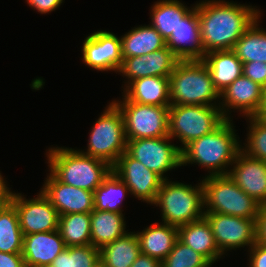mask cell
I'll return each mask as SVG.
<instances>
[{"instance_id": "cell-44", "label": "cell", "mask_w": 266, "mask_h": 267, "mask_svg": "<svg viewBox=\"0 0 266 267\" xmlns=\"http://www.w3.org/2000/svg\"><path fill=\"white\" fill-rule=\"evenodd\" d=\"M6 179L7 177L3 176L0 171V188H12L10 187L9 182Z\"/></svg>"}, {"instance_id": "cell-35", "label": "cell", "mask_w": 266, "mask_h": 267, "mask_svg": "<svg viewBox=\"0 0 266 267\" xmlns=\"http://www.w3.org/2000/svg\"><path fill=\"white\" fill-rule=\"evenodd\" d=\"M209 264L204 256L177 239L161 267H206Z\"/></svg>"}, {"instance_id": "cell-23", "label": "cell", "mask_w": 266, "mask_h": 267, "mask_svg": "<svg viewBox=\"0 0 266 267\" xmlns=\"http://www.w3.org/2000/svg\"><path fill=\"white\" fill-rule=\"evenodd\" d=\"M129 101L155 105L170 106L169 77H142L133 80L121 93Z\"/></svg>"}, {"instance_id": "cell-38", "label": "cell", "mask_w": 266, "mask_h": 267, "mask_svg": "<svg viewBox=\"0 0 266 267\" xmlns=\"http://www.w3.org/2000/svg\"><path fill=\"white\" fill-rule=\"evenodd\" d=\"M65 0H25L33 11L37 14H51V12H55L59 9L61 5H63Z\"/></svg>"}, {"instance_id": "cell-31", "label": "cell", "mask_w": 266, "mask_h": 267, "mask_svg": "<svg viewBox=\"0 0 266 267\" xmlns=\"http://www.w3.org/2000/svg\"><path fill=\"white\" fill-rule=\"evenodd\" d=\"M58 231L66 247L91 245L90 213L60 215Z\"/></svg>"}, {"instance_id": "cell-33", "label": "cell", "mask_w": 266, "mask_h": 267, "mask_svg": "<svg viewBox=\"0 0 266 267\" xmlns=\"http://www.w3.org/2000/svg\"><path fill=\"white\" fill-rule=\"evenodd\" d=\"M244 119L247 133L245 140L241 139V150L248 156L266 161V120L257 116Z\"/></svg>"}, {"instance_id": "cell-18", "label": "cell", "mask_w": 266, "mask_h": 267, "mask_svg": "<svg viewBox=\"0 0 266 267\" xmlns=\"http://www.w3.org/2000/svg\"><path fill=\"white\" fill-rule=\"evenodd\" d=\"M228 175L259 205L266 204V161L248 156L240 150Z\"/></svg>"}, {"instance_id": "cell-5", "label": "cell", "mask_w": 266, "mask_h": 267, "mask_svg": "<svg viewBox=\"0 0 266 267\" xmlns=\"http://www.w3.org/2000/svg\"><path fill=\"white\" fill-rule=\"evenodd\" d=\"M171 105L219 106L220 93L203 60H180L169 76Z\"/></svg>"}, {"instance_id": "cell-1", "label": "cell", "mask_w": 266, "mask_h": 267, "mask_svg": "<svg viewBox=\"0 0 266 267\" xmlns=\"http://www.w3.org/2000/svg\"><path fill=\"white\" fill-rule=\"evenodd\" d=\"M203 50H232L245 31L263 15L261 8L233 0H197Z\"/></svg>"}, {"instance_id": "cell-37", "label": "cell", "mask_w": 266, "mask_h": 267, "mask_svg": "<svg viewBox=\"0 0 266 267\" xmlns=\"http://www.w3.org/2000/svg\"><path fill=\"white\" fill-rule=\"evenodd\" d=\"M246 252L248 267H266V245L256 242Z\"/></svg>"}, {"instance_id": "cell-15", "label": "cell", "mask_w": 266, "mask_h": 267, "mask_svg": "<svg viewBox=\"0 0 266 267\" xmlns=\"http://www.w3.org/2000/svg\"><path fill=\"white\" fill-rule=\"evenodd\" d=\"M263 90L264 87L242 74L220 92L219 108L223 116L230 120L235 113L242 118L256 116L262 104Z\"/></svg>"}, {"instance_id": "cell-29", "label": "cell", "mask_w": 266, "mask_h": 267, "mask_svg": "<svg viewBox=\"0 0 266 267\" xmlns=\"http://www.w3.org/2000/svg\"><path fill=\"white\" fill-rule=\"evenodd\" d=\"M131 197L126 184L113 172L103 180L102 184L93 192L94 209L126 214L124 202Z\"/></svg>"}, {"instance_id": "cell-41", "label": "cell", "mask_w": 266, "mask_h": 267, "mask_svg": "<svg viewBox=\"0 0 266 267\" xmlns=\"http://www.w3.org/2000/svg\"><path fill=\"white\" fill-rule=\"evenodd\" d=\"M131 267H161V262L155 258L140 253Z\"/></svg>"}, {"instance_id": "cell-13", "label": "cell", "mask_w": 266, "mask_h": 267, "mask_svg": "<svg viewBox=\"0 0 266 267\" xmlns=\"http://www.w3.org/2000/svg\"><path fill=\"white\" fill-rule=\"evenodd\" d=\"M81 45V60L87 68L117 74L123 59L120 35L100 29L86 35Z\"/></svg>"}, {"instance_id": "cell-10", "label": "cell", "mask_w": 266, "mask_h": 267, "mask_svg": "<svg viewBox=\"0 0 266 267\" xmlns=\"http://www.w3.org/2000/svg\"><path fill=\"white\" fill-rule=\"evenodd\" d=\"M126 153L164 180L181 167V150L169 136L127 140Z\"/></svg>"}, {"instance_id": "cell-9", "label": "cell", "mask_w": 266, "mask_h": 267, "mask_svg": "<svg viewBox=\"0 0 266 267\" xmlns=\"http://www.w3.org/2000/svg\"><path fill=\"white\" fill-rule=\"evenodd\" d=\"M121 96L111 101L122 113L127 140L169 136V106L135 103Z\"/></svg>"}, {"instance_id": "cell-7", "label": "cell", "mask_w": 266, "mask_h": 267, "mask_svg": "<svg viewBox=\"0 0 266 267\" xmlns=\"http://www.w3.org/2000/svg\"><path fill=\"white\" fill-rule=\"evenodd\" d=\"M201 183L204 213L257 219L260 205L237 186L228 174L202 177Z\"/></svg>"}, {"instance_id": "cell-14", "label": "cell", "mask_w": 266, "mask_h": 267, "mask_svg": "<svg viewBox=\"0 0 266 267\" xmlns=\"http://www.w3.org/2000/svg\"><path fill=\"white\" fill-rule=\"evenodd\" d=\"M112 171L126 184L131 197L152 205L164 179L124 152Z\"/></svg>"}, {"instance_id": "cell-30", "label": "cell", "mask_w": 266, "mask_h": 267, "mask_svg": "<svg viewBox=\"0 0 266 267\" xmlns=\"http://www.w3.org/2000/svg\"><path fill=\"white\" fill-rule=\"evenodd\" d=\"M261 17L262 15L253 22L232 49L242 63L266 62V28L260 24Z\"/></svg>"}, {"instance_id": "cell-43", "label": "cell", "mask_w": 266, "mask_h": 267, "mask_svg": "<svg viewBox=\"0 0 266 267\" xmlns=\"http://www.w3.org/2000/svg\"><path fill=\"white\" fill-rule=\"evenodd\" d=\"M258 118L265 119L266 120V86L263 90V100L261 107L258 111V114L256 115Z\"/></svg>"}, {"instance_id": "cell-19", "label": "cell", "mask_w": 266, "mask_h": 267, "mask_svg": "<svg viewBox=\"0 0 266 267\" xmlns=\"http://www.w3.org/2000/svg\"><path fill=\"white\" fill-rule=\"evenodd\" d=\"M166 44L180 60H202L205 57L196 6L179 22Z\"/></svg>"}, {"instance_id": "cell-20", "label": "cell", "mask_w": 266, "mask_h": 267, "mask_svg": "<svg viewBox=\"0 0 266 267\" xmlns=\"http://www.w3.org/2000/svg\"><path fill=\"white\" fill-rule=\"evenodd\" d=\"M66 248L58 230L24 235L22 256L26 267L50 265Z\"/></svg>"}, {"instance_id": "cell-21", "label": "cell", "mask_w": 266, "mask_h": 267, "mask_svg": "<svg viewBox=\"0 0 266 267\" xmlns=\"http://www.w3.org/2000/svg\"><path fill=\"white\" fill-rule=\"evenodd\" d=\"M141 253L162 262L178 239V227L160 221L135 231Z\"/></svg>"}, {"instance_id": "cell-39", "label": "cell", "mask_w": 266, "mask_h": 267, "mask_svg": "<svg viewBox=\"0 0 266 267\" xmlns=\"http://www.w3.org/2000/svg\"><path fill=\"white\" fill-rule=\"evenodd\" d=\"M256 230V242L266 245V204L260 205Z\"/></svg>"}, {"instance_id": "cell-47", "label": "cell", "mask_w": 266, "mask_h": 267, "mask_svg": "<svg viewBox=\"0 0 266 267\" xmlns=\"http://www.w3.org/2000/svg\"><path fill=\"white\" fill-rule=\"evenodd\" d=\"M36 267H52L51 265H43V266H36Z\"/></svg>"}, {"instance_id": "cell-40", "label": "cell", "mask_w": 266, "mask_h": 267, "mask_svg": "<svg viewBox=\"0 0 266 267\" xmlns=\"http://www.w3.org/2000/svg\"><path fill=\"white\" fill-rule=\"evenodd\" d=\"M0 267H26L22 254L0 252Z\"/></svg>"}, {"instance_id": "cell-28", "label": "cell", "mask_w": 266, "mask_h": 267, "mask_svg": "<svg viewBox=\"0 0 266 267\" xmlns=\"http://www.w3.org/2000/svg\"><path fill=\"white\" fill-rule=\"evenodd\" d=\"M141 250L135 230L100 249V261L106 267H131Z\"/></svg>"}, {"instance_id": "cell-24", "label": "cell", "mask_w": 266, "mask_h": 267, "mask_svg": "<svg viewBox=\"0 0 266 267\" xmlns=\"http://www.w3.org/2000/svg\"><path fill=\"white\" fill-rule=\"evenodd\" d=\"M120 39L123 58L147 55L167 46L166 40L150 24L131 27Z\"/></svg>"}, {"instance_id": "cell-4", "label": "cell", "mask_w": 266, "mask_h": 267, "mask_svg": "<svg viewBox=\"0 0 266 267\" xmlns=\"http://www.w3.org/2000/svg\"><path fill=\"white\" fill-rule=\"evenodd\" d=\"M151 206L160 210L159 221L176 227L203 218L204 198L201 179L199 178L196 184L175 179L164 180Z\"/></svg>"}, {"instance_id": "cell-2", "label": "cell", "mask_w": 266, "mask_h": 267, "mask_svg": "<svg viewBox=\"0 0 266 267\" xmlns=\"http://www.w3.org/2000/svg\"><path fill=\"white\" fill-rule=\"evenodd\" d=\"M235 121L226 119L217 129L191 141L181 150V167L197 165L210 175H227L241 150Z\"/></svg>"}, {"instance_id": "cell-11", "label": "cell", "mask_w": 266, "mask_h": 267, "mask_svg": "<svg viewBox=\"0 0 266 267\" xmlns=\"http://www.w3.org/2000/svg\"><path fill=\"white\" fill-rule=\"evenodd\" d=\"M204 218L208 221L215 242L224 256H229L232 250L248 251L256 243V219L221 213H204Z\"/></svg>"}, {"instance_id": "cell-27", "label": "cell", "mask_w": 266, "mask_h": 267, "mask_svg": "<svg viewBox=\"0 0 266 267\" xmlns=\"http://www.w3.org/2000/svg\"><path fill=\"white\" fill-rule=\"evenodd\" d=\"M194 6L195 4L187 6L182 0H157L149 9V24L167 40Z\"/></svg>"}, {"instance_id": "cell-34", "label": "cell", "mask_w": 266, "mask_h": 267, "mask_svg": "<svg viewBox=\"0 0 266 267\" xmlns=\"http://www.w3.org/2000/svg\"><path fill=\"white\" fill-rule=\"evenodd\" d=\"M100 261V249L92 245L66 247L50 264L52 267H95Z\"/></svg>"}, {"instance_id": "cell-46", "label": "cell", "mask_w": 266, "mask_h": 267, "mask_svg": "<svg viewBox=\"0 0 266 267\" xmlns=\"http://www.w3.org/2000/svg\"><path fill=\"white\" fill-rule=\"evenodd\" d=\"M217 263H210L209 265H207L206 267H214L213 265H216Z\"/></svg>"}, {"instance_id": "cell-3", "label": "cell", "mask_w": 266, "mask_h": 267, "mask_svg": "<svg viewBox=\"0 0 266 267\" xmlns=\"http://www.w3.org/2000/svg\"><path fill=\"white\" fill-rule=\"evenodd\" d=\"M48 171L60 182L94 192L112 171L107 162L78 148L51 145L46 149Z\"/></svg>"}, {"instance_id": "cell-42", "label": "cell", "mask_w": 266, "mask_h": 267, "mask_svg": "<svg viewBox=\"0 0 266 267\" xmlns=\"http://www.w3.org/2000/svg\"><path fill=\"white\" fill-rule=\"evenodd\" d=\"M13 188H0V210L9 202Z\"/></svg>"}, {"instance_id": "cell-32", "label": "cell", "mask_w": 266, "mask_h": 267, "mask_svg": "<svg viewBox=\"0 0 266 267\" xmlns=\"http://www.w3.org/2000/svg\"><path fill=\"white\" fill-rule=\"evenodd\" d=\"M23 238L17 210L9 201L0 210V252L21 254Z\"/></svg>"}, {"instance_id": "cell-17", "label": "cell", "mask_w": 266, "mask_h": 267, "mask_svg": "<svg viewBox=\"0 0 266 267\" xmlns=\"http://www.w3.org/2000/svg\"><path fill=\"white\" fill-rule=\"evenodd\" d=\"M43 181L40 190L50 200L59 215L91 213L94 210L93 192L64 184L48 170Z\"/></svg>"}, {"instance_id": "cell-45", "label": "cell", "mask_w": 266, "mask_h": 267, "mask_svg": "<svg viewBox=\"0 0 266 267\" xmlns=\"http://www.w3.org/2000/svg\"><path fill=\"white\" fill-rule=\"evenodd\" d=\"M95 267H106L101 261Z\"/></svg>"}, {"instance_id": "cell-6", "label": "cell", "mask_w": 266, "mask_h": 267, "mask_svg": "<svg viewBox=\"0 0 266 267\" xmlns=\"http://www.w3.org/2000/svg\"><path fill=\"white\" fill-rule=\"evenodd\" d=\"M95 119V123L88 132L86 148L78 150L113 166L117 159L126 152L127 139L122 113L110 100Z\"/></svg>"}, {"instance_id": "cell-12", "label": "cell", "mask_w": 266, "mask_h": 267, "mask_svg": "<svg viewBox=\"0 0 266 267\" xmlns=\"http://www.w3.org/2000/svg\"><path fill=\"white\" fill-rule=\"evenodd\" d=\"M22 192L11 191L9 201L19 216L23 235L58 230L59 213L39 189L32 198Z\"/></svg>"}, {"instance_id": "cell-22", "label": "cell", "mask_w": 266, "mask_h": 267, "mask_svg": "<svg viewBox=\"0 0 266 267\" xmlns=\"http://www.w3.org/2000/svg\"><path fill=\"white\" fill-rule=\"evenodd\" d=\"M178 239L204 256L210 263H217L225 258L215 242L208 221L204 217L179 226Z\"/></svg>"}, {"instance_id": "cell-36", "label": "cell", "mask_w": 266, "mask_h": 267, "mask_svg": "<svg viewBox=\"0 0 266 267\" xmlns=\"http://www.w3.org/2000/svg\"><path fill=\"white\" fill-rule=\"evenodd\" d=\"M242 73L262 87L266 86V62L251 61L243 63Z\"/></svg>"}, {"instance_id": "cell-16", "label": "cell", "mask_w": 266, "mask_h": 267, "mask_svg": "<svg viewBox=\"0 0 266 267\" xmlns=\"http://www.w3.org/2000/svg\"><path fill=\"white\" fill-rule=\"evenodd\" d=\"M180 59L167 46L142 56L122 59L118 75L122 76L121 92L133 81L142 77H169Z\"/></svg>"}, {"instance_id": "cell-25", "label": "cell", "mask_w": 266, "mask_h": 267, "mask_svg": "<svg viewBox=\"0 0 266 267\" xmlns=\"http://www.w3.org/2000/svg\"><path fill=\"white\" fill-rule=\"evenodd\" d=\"M202 60L219 93L243 74V63L233 50L208 52Z\"/></svg>"}, {"instance_id": "cell-26", "label": "cell", "mask_w": 266, "mask_h": 267, "mask_svg": "<svg viewBox=\"0 0 266 267\" xmlns=\"http://www.w3.org/2000/svg\"><path fill=\"white\" fill-rule=\"evenodd\" d=\"M90 216L91 245L98 249L129 232L125 214L94 209Z\"/></svg>"}, {"instance_id": "cell-8", "label": "cell", "mask_w": 266, "mask_h": 267, "mask_svg": "<svg viewBox=\"0 0 266 267\" xmlns=\"http://www.w3.org/2000/svg\"><path fill=\"white\" fill-rule=\"evenodd\" d=\"M225 120L219 106L170 105L168 135L182 150L191 141L217 129Z\"/></svg>"}]
</instances>
